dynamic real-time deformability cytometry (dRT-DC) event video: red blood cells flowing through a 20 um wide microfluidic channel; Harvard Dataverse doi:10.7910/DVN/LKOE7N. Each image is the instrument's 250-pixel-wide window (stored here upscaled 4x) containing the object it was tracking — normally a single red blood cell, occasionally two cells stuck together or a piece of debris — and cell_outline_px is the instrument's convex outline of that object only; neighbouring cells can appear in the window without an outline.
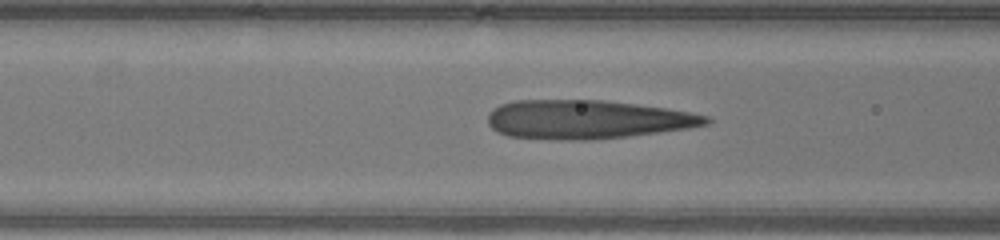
{"species": "human", "species_latin": "Homo sapiens", "temperature_condition": "warm", "stored_images_in_passage": 23, "camera_frame_rate_fps": 3000, "um_per_image_px": 0.085, "donor": {"sex": "male"}, "frame": {"image": 1, "passage_image": 12, "time_ms": 3.667, "image_size_px": [1000, 240], "cell_outline_px": [[712, 120], [708, 124], [688, 128], [660, 132], [628, 136], [588, 140], [552, 140], [508, 136], [496, 132], [488, 124], [488, 112], [492, 108], [500, 104], [512, 100], [604, 100], [668, 108], [692, 112], [708, 116]], "centroid_in_image_um": [49.86, 10.15], "position_along_channel_um": 116.7, "area_um2": 49.82}}
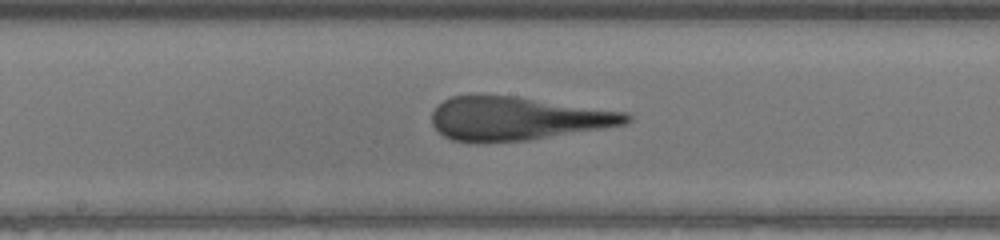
{"frame": {"image": 2, "passage_image": 18, "time_ms": 5.667, "image_size_px": [1000, 240], "cell_outline_px": [[632, 120], [624, 124], [604, 128], [528, 140], [452, 140], [444, 136], [432, 124], [432, 112], [436, 104], [452, 96], [516, 96], [624, 112], [632, 116]], "centroid_in_image_um": [43.98, 10.05], "position_along_channel_um": 204.2, "area_um2": 48.15}}
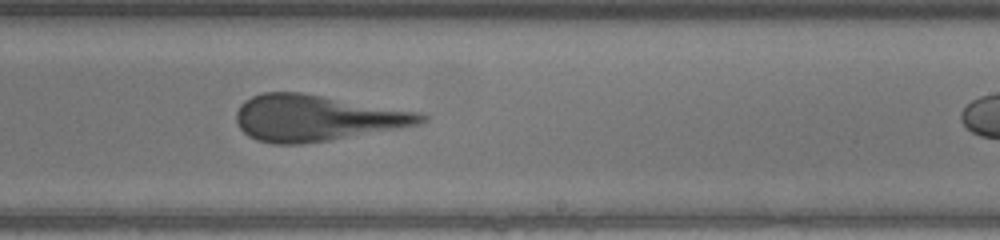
{"frame": {"image": 3, "passage_image": 22, "time_ms": 7.0, "image_size_px": [1000, 240], "cell_outline_px": [[428, 120], [420, 124], [400, 128], [328, 140], [300, 144], [272, 144], [256, 140], [248, 136], [240, 128], [236, 120], [236, 112], [240, 104], [244, 100], [252, 96], [264, 92], [300, 92], [420, 112], [428, 116]], "centroid_in_image_um": [26.88, 10.03], "position_along_channel_um": 262.1, "area_um2": 49.59}}